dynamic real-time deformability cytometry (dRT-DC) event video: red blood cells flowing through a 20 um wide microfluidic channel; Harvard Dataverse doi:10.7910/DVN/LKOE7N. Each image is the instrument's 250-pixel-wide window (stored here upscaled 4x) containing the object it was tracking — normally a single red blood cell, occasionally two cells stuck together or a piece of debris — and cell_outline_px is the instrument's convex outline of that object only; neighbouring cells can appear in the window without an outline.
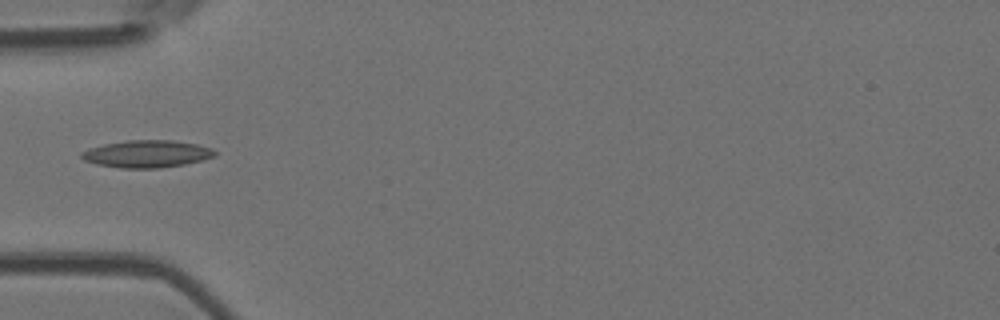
{"species": "Egyptian fruit bat (a non-hibernating species)", "species_latin": "Rousettus aegyptiacus", "temperature_condition": "room temperature", "stored_images_in_passage": 4, "camera_frame_rate_fps": 3000, "um_per_image_px": 0.085, "animal": {"sex": "female"}, "frame": {"image": 1, "passage_image": 3, "time_ms": 3.333, "image_size_px": [1000, 320], "cell_outline_px": [[216, 156], [204, 160], [184, 164], [160, 168], [120, 168], [96, 164], [84, 160], [80, 156], [80, 152], [88, 148], [104, 144], [128, 140], [172, 140], [196, 144], [212, 148], [216, 152]], "centroid_in_image_um": [12.48, 13.08], "position_along_channel_um": 72.5, "area_um2": 21.33}}
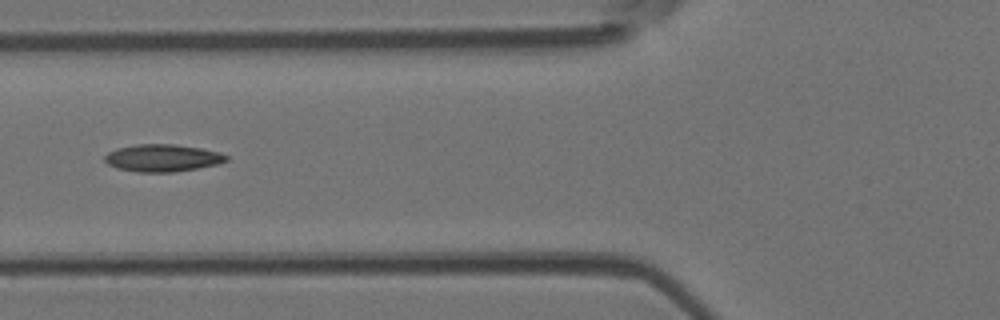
{"frame": {"image": 2, "passage_image": 4, "time_ms": 4.333, "image_size_px": [1000, 320], "cell_outline_px": [[228, 160], [216, 164], [196, 168], [172, 172], [136, 172], [116, 168], [108, 164], [104, 160], [104, 156], [108, 152], [116, 148], [136, 144], [176, 144], [200, 148], [220, 152], [228, 156]], "centroid_in_image_um": [13.77, 13.42], "position_along_channel_um": 112.0, "area_um2": 19.36}}